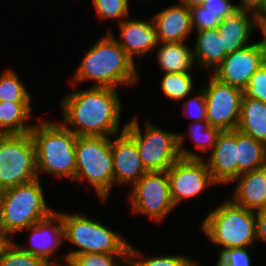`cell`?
I'll return each mask as SVG.
<instances>
[{
	"label": "cell",
	"mask_w": 266,
	"mask_h": 266,
	"mask_svg": "<svg viewBox=\"0 0 266 266\" xmlns=\"http://www.w3.org/2000/svg\"><path fill=\"white\" fill-rule=\"evenodd\" d=\"M256 28L258 26L253 8L241 7L232 16L223 19L217 29L222 37L225 52L229 54L247 47L252 32Z\"/></svg>",
	"instance_id": "obj_19"
},
{
	"label": "cell",
	"mask_w": 266,
	"mask_h": 266,
	"mask_svg": "<svg viewBox=\"0 0 266 266\" xmlns=\"http://www.w3.org/2000/svg\"><path fill=\"white\" fill-rule=\"evenodd\" d=\"M202 6L206 8V11L216 15L220 21L232 16L241 8L239 4H233L229 0H206Z\"/></svg>",
	"instance_id": "obj_35"
},
{
	"label": "cell",
	"mask_w": 266,
	"mask_h": 266,
	"mask_svg": "<svg viewBox=\"0 0 266 266\" xmlns=\"http://www.w3.org/2000/svg\"><path fill=\"white\" fill-rule=\"evenodd\" d=\"M243 96L266 102V63L251 76Z\"/></svg>",
	"instance_id": "obj_33"
},
{
	"label": "cell",
	"mask_w": 266,
	"mask_h": 266,
	"mask_svg": "<svg viewBox=\"0 0 266 266\" xmlns=\"http://www.w3.org/2000/svg\"><path fill=\"white\" fill-rule=\"evenodd\" d=\"M75 150L74 180H88L100 201H105L114 185L111 139L104 136H77Z\"/></svg>",
	"instance_id": "obj_7"
},
{
	"label": "cell",
	"mask_w": 266,
	"mask_h": 266,
	"mask_svg": "<svg viewBox=\"0 0 266 266\" xmlns=\"http://www.w3.org/2000/svg\"><path fill=\"white\" fill-rule=\"evenodd\" d=\"M135 62L124 52L110 30L84 55L72 82L95 81L93 87L117 89L118 85L135 84L138 71Z\"/></svg>",
	"instance_id": "obj_2"
},
{
	"label": "cell",
	"mask_w": 266,
	"mask_h": 266,
	"mask_svg": "<svg viewBox=\"0 0 266 266\" xmlns=\"http://www.w3.org/2000/svg\"><path fill=\"white\" fill-rule=\"evenodd\" d=\"M133 213L163 221L175 208L170 195L167 171L147 172L133 184L129 196Z\"/></svg>",
	"instance_id": "obj_10"
},
{
	"label": "cell",
	"mask_w": 266,
	"mask_h": 266,
	"mask_svg": "<svg viewBox=\"0 0 266 266\" xmlns=\"http://www.w3.org/2000/svg\"><path fill=\"white\" fill-rule=\"evenodd\" d=\"M261 0H240L239 6L243 8H255Z\"/></svg>",
	"instance_id": "obj_40"
},
{
	"label": "cell",
	"mask_w": 266,
	"mask_h": 266,
	"mask_svg": "<svg viewBox=\"0 0 266 266\" xmlns=\"http://www.w3.org/2000/svg\"><path fill=\"white\" fill-rule=\"evenodd\" d=\"M64 224L65 240L79 249L67 252L66 264L82 253L128 254L130 243L103 223L85 215L59 212Z\"/></svg>",
	"instance_id": "obj_8"
},
{
	"label": "cell",
	"mask_w": 266,
	"mask_h": 266,
	"mask_svg": "<svg viewBox=\"0 0 266 266\" xmlns=\"http://www.w3.org/2000/svg\"><path fill=\"white\" fill-rule=\"evenodd\" d=\"M0 266H51L44 259L23 250L19 244L10 239L0 254Z\"/></svg>",
	"instance_id": "obj_26"
},
{
	"label": "cell",
	"mask_w": 266,
	"mask_h": 266,
	"mask_svg": "<svg viewBox=\"0 0 266 266\" xmlns=\"http://www.w3.org/2000/svg\"><path fill=\"white\" fill-rule=\"evenodd\" d=\"M142 254L132 245L128 248V266H197V261L181 255H167L158 257L141 258ZM139 257L141 259H139Z\"/></svg>",
	"instance_id": "obj_29"
},
{
	"label": "cell",
	"mask_w": 266,
	"mask_h": 266,
	"mask_svg": "<svg viewBox=\"0 0 266 266\" xmlns=\"http://www.w3.org/2000/svg\"><path fill=\"white\" fill-rule=\"evenodd\" d=\"M219 256L234 266H251L252 262L245 247L224 249L219 253Z\"/></svg>",
	"instance_id": "obj_37"
},
{
	"label": "cell",
	"mask_w": 266,
	"mask_h": 266,
	"mask_svg": "<svg viewBox=\"0 0 266 266\" xmlns=\"http://www.w3.org/2000/svg\"><path fill=\"white\" fill-rule=\"evenodd\" d=\"M237 130L266 145V102L243 96Z\"/></svg>",
	"instance_id": "obj_22"
},
{
	"label": "cell",
	"mask_w": 266,
	"mask_h": 266,
	"mask_svg": "<svg viewBox=\"0 0 266 266\" xmlns=\"http://www.w3.org/2000/svg\"><path fill=\"white\" fill-rule=\"evenodd\" d=\"M122 259L120 263L116 261ZM128 254H107V253H82L75 255L69 262L68 266H128Z\"/></svg>",
	"instance_id": "obj_30"
},
{
	"label": "cell",
	"mask_w": 266,
	"mask_h": 266,
	"mask_svg": "<svg viewBox=\"0 0 266 266\" xmlns=\"http://www.w3.org/2000/svg\"><path fill=\"white\" fill-rule=\"evenodd\" d=\"M193 83L190 72L165 73L161 80V89L167 97L179 101L193 91Z\"/></svg>",
	"instance_id": "obj_28"
},
{
	"label": "cell",
	"mask_w": 266,
	"mask_h": 266,
	"mask_svg": "<svg viewBox=\"0 0 266 266\" xmlns=\"http://www.w3.org/2000/svg\"><path fill=\"white\" fill-rule=\"evenodd\" d=\"M120 100L118 90L109 87L68 92L60 104L64 116L61 124L77 136H117L126 127L125 124L119 132Z\"/></svg>",
	"instance_id": "obj_1"
},
{
	"label": "cell",
	"mask_w": 266,
	"mask_h": 266,
	"mask_svg": "<svg viewBox=\"0 0 266 266\" xmlns=\"http://www.w3.org/2000/svg\"><path fill=\"white\" fill-rule=\"evenodd\" d=\"M258 169L260 170V172L262 173V175L266 181V158Z\"/></svg>",
	"instance_id": "obj_44"
},
{
	"label": "cell",
	"mask_w": 266,
	"mask_h": 266,
	"mask_svg": "<svg viewBox=\"0 0 266 266\" xmlns=\"http://www.w3.org/2000/svg\"><path fill=\"white\" fill-rule=\"evenodd\" d=\"M37 178L36 148L30 132L0 135V191Z\"/></svg>",
	"instance_id": "obj_9"
},
{
	"label": "cell",
	"mask_w": 266,
	"mask_h": 266,
	"mask_svg": "<svg viewBox=\"0 0 266 266\" xmlns=\"http://www.w3.org/2000/svg\"><path fill=\"white\" fill-rule=\"evenodd\" d=\"M264 64V49L259 40V42L229 53L211 73L218 81L244 90L251 76Z\"/></svg>",
	"instance_id": "obj_13"
},
{
	"label": "cell",
	"mask_w": 266,
	"mask_h": 266,
	"mask_svg": "<svg viewBox=\"0 0 266 266\" xmlns=\"http://www.w3.org/2000/svg\"><path fill=\"white\" fill-rule=\"evenodd\" d=\"M202 231L213 244L224 249L247 248L256 240V212L235 204L231 199L208 213Z\"/></svg>",
	"instance_id": "obj_6"
},
{
	"label": "cell",
	"mask_w": 266,
	"mask_h": 266,
	"mask_svg": "<svg viewBox=\"0 0 266 266\" xmlns=\"http://www.w3.org/2000/svg\"><path fill=\"white\" fill-rule=\"evenodd\" d=\"M206 0H180L181 4L185 5L187 8L191 9L195 6L202 5Z\"/></svg>",
	"instance_id": "obj_41"
},
{
	"label": "cell",
	"mask_w": 266,
	"mask_h": 266,
	"mask_svg": "<svg viewBox=\"0 0 266 266\" xmlns=\"http://www.w3.org/2000/svg\"><path fill=\"white\" fill-rule=\"evenodd\" d=\"M97 15L101 19H119L121 23L129 15L128 0H92Z\"/></svg>",
	"instance_id": "obj_32"
},
{
	"label": "cell",
	"mask_w": 266,
	"mask_h": 266,
	"mask_svg": "<svg viewBox=\"0 0 266 266\" xmlns=\"http://www.w3.org/2000/svg\"><path fill=\"white\" fill-rule=\"evenodd\" d=\"M208 157L205 162L217 184L235 182L237 178L236 130L221 131Z\"/></svg>",
	"instance_id": "obj_16"
},
{
	"label": "cell",
	"mask_w": 266,
	"mask_h": 266,
	"mask_svg": "<svg viewBox=\"0 0 266 266\" xmlns=\"http://www.w3.org/2000/svg\"><path fill=\"white\" fill-rule=\"evenodd\" d=\"M142 133L137 118L126 123L125 132L136 142L145 169L148 172L167 171L180 158L202 159L198 153L182 148L185 135L164 131L147 122Z\"/></svg>",
	"instance_id": "obj_4"
},
{
	"label": "cell",
	"mask_w": 266,
	"mask_h": 266,
	"mask_svg": "<svg viewBox=\"0 0 266 266\" xmlns=\"http://www.w3.org/2000/svg\"><path fill=\"white\" fill-rule=\"evenodd\" d=\"M30 134L36 148L37 175L49 173L74 180L76 172L75 143L77 135L61 122L41 120L34 124Z\"/></svg>",
	"instance_id": "obj_3"
},
{
	"label": "cell",
	"mask_w": 266,
	"mask_h": 266,
	"mask_svg": "<svg viewBox=\"0 0 266 266\" xmlns=\"http://www.w3.org/2000/svg\"><path fill=\"white\" fill-rule=\"evenodd\" d=\"M31 111L30 102L0 101V135L29 133L34 126L26 122Z\"/></svg>",
	"instance_id": "obj_23"
},
{
	"label": "cell",
	"mask_w": 266,
	"mask_h": 266,
	"mask_svg": "<svg viewBox=\"0 0 266 266\" xmlns=\"http://www.w3.org/2000/svg\"><path fill=\"white\" fill-rule=\"evenodd\" d=\"M258 28L266 27V0H261L254 8Z\"/></svg>",
	"instance_id": "obj_39"
},
{
	"label": "cell",
	"mask_w": 266,
	"mask_h": 266,
	"mask_svg": "<svg viewBox=\"0 0 266 266\" xmlns=\"http://www.w3.org/2000/svg\"><path fill=\"white\" fill-rule=\"evenodd\" d=\"M192 51L195 63L200 68L208 67L214 70L228 55L223 49L222 37H220L217 28L198 31Z\"/></svg>",
	"instance_id": "obj_21"
},
{
	"label": "cell",
	"mask_w": 266,
	"mask_h": 266,
	"mask_svg": "<svg viewBox=\"0 0 266 266\" xmlns=\"http://www.w3.org/2000/svg\"><path fill=\"white\" fill-rule=\"evenodd\" d=\"M44 196L39 178L0 191V228L9 239L54 212Z\"/></svg>",
	"instance_id": "obj_5"
},
{
	"label": "cell",
	"mask_w": 266,
	"mask_h": 266,
	"mask_svg": "<svg viewBox=\"0 0 266 266\" xmlns=\"http://www.w3.org/2000/svg\"><path fill=\"white\" fill-rule=\"evenodd\" d=\"M215 266H234L226 261H224L220 256L218 258L217 264Z\"/></svg>",
	"instance_id": "obj_45"
},
{
	"label": "cell",
	"mask_w": 266,
	"mask_h": 266,
	"mask_svg": "<svg viewBox=\"0 0 266 266\" xmlns=\"http://www.w3.org/2000/svg\"><path fill=\"white\" fill-rule=\"evenodd\" d=\"M27 230H30L28 239V248L20 245L26 252L44 259L51 266H61V264L52 262L51 256L54 251L62 245L65 240V229L58 211L52 212L48 217L37 223L30 225Z\"/></svg>",
	"instance_id": "obj_14"
},
{
	"label": "cell",
	"mask_w": 266,
	"mask_h": 266,
	"mask_svg": "<svg viewBox=\"0 0 266 266\" xmlns=\"http://www.w3.org/2000/svg\"><path fill=\"white\" fill-rule=\"evenodd\" d=\"M118 25L120 37L114 38L133 62L134 56L141 58L159 44L152 17L149 21L126 18Z\"/></svg>",
	"instance_id": "obj_17"
},
{
	"label": "cell",
	"mask_w": 266,
	"mask_h": 266,
	"mask_svg": "<svg viewBox=\"0 0 266 266\" xmlns=\"http://www.w3.org/2000/svg\"><path fill=\"white\" fill-rule=\"evenodd\" d=\"M157 58L164 73L190 72L195 64L193 51L184 42H163Z\"/></svg>",
	"instance_id": "obj_24"
},
{
	"label": "cell",
	"mask_w": 266,
	"mask_h": 266,
	"mask_svg": "<svg viewBox=\"0 0 266 266\" xmlns=\"http://www.w3.org/2000/svg\"><path fill=\"white\" fill-rule=\"evenodd\" d=\"M27 87L20 81L14 70H5L0 74L1 102H30Z\"/></svg>",
	"instance_id": "obj_27"
},
{
	"label": "cell",
	"mask_w": 266,
	"mask_h": 266,
	"mask_svg": "<svg viewBox=\"0 0 266 266\" xmlns=\"http://www.w3.org/2000/svg\"><path fill=\"white\" fill-rule=\"evenodd\" d=\"M184 106L187 113L186 117L194 118L195 121L193 122L206 121V102L203 88L199 90L196 96L187 100Z\"/></svg>",
	"instance_id": "obj_36"
},
{
	"label": "cell",
	"mask_w": 266,
	"mask_h": 266,
	"mask_svg": "<svg viewBox=\"0 0 266 266\" xmlns=\"http://www.w3.org/2000/svg\"><path fill=\"white\" fill-rule=\"evenodd\" d=\"M190 15L192 28L194 29L196 27L197 31L217 28L221 22L216 18V15L206 11V8L202 5L192 7L190 9Z\"/></svg>",
	"instance_id": "obj_34"
},
{
	"label": "cell",
	"mask_w": 266,
	"mask_h": 266,
	"mask_svg": "<svg viewBox=\"0 0 266 266\" xmlns=\"http://www.w3.org/2000/svg\"><path fill=\"white\" fill-rule=\"evenodd\" d=\"M256 240L266 243V210L256 211Z\"/></svg>",
	"instance_id": "obj_38"
},
{
	"label": "cell",
	"mask_w": 266,
	"mask_h": 266,
	"mask_svg": "<svg viewBox=\"0 0 266 266\" xmlns=\"http://www.w3.org/2000/svg\"><path fill=\"white\" fill-rule=\"evenodd\" d=\"M114 183L132 185L148 171L142 164L136 142L124 131L113 141L111 139Z\"/></svg>",
	"instance_id": "obj_15"
},
{
	"label": "cell",
	"mask_w": 266,
	"mask_h": 266,
	"mask_svg": "<svg viewBox=\"0 0 266 266\" xmlns=\"http://www.w3.org/2000/svg\"><path fill=\"white\" fill-rule=\"evenodd\" d=\"M170 195L176 207L184 199L200 194L210 185H216L207 167L205 159H178L167 170Z\"/></svg>",
	"instance_id": "obj_12"
},
{
	"label": "cell",
	"mask_w": 266,
	"mask_h": 266,
	"mask_svg": "<svg viewBox=\"0 0 266 266\" xmlns=\"http://www.w3.org/2000/svg\"><path fill=\"white\" fill-rule=\"evenodd\" d=\"M10 239L3 233V231L0 228V254L4 247V245L9 241Z\"/></svg>",
	"instance_id": "obj_43"
},
{
	"label": "cell",
	"mask_w": 266,
	"mask_h": 266,
	"mask_svg": "<svg viewBox=\"0 0 266 266\" xmlns=\"http://www.w3.org/2000/svg\"><path fill=\"white\" fill-rule=\"evenodd\" d=\"M158 43L186 42L193 31L190 9L178 3L163 9L152 17Z\"/></svg>",
	"instance_id": "obj_18"
},
{
	"label": "cell",
	"mask_w": 266,
	"mask_h": 266,
	"mask_svg": "<svg viewBox=\"0 0 266 266\" xmlns=\"http://www.w3.org/2000/svg\"><path fill=\"white\" fill-rule=\"evenodd\" d=\"M206 102V121L221 131L236 130L243 90L218 81L213 76L203 85Z\"/></svg>",
	"instance_id": "obj_11"
},
{
	"label": "cell",
	"mask_w": 266,
	"mask_h": 266,
	"mask_svg": "<svg viewBox=\"0 0 266 266\" xmlns=\"http://www.w3.org/2000/svg\"><path fill=\"white\" fill-rule=\"evenodd\" d=\"M190 129L191 139L200 151L212 150L221 130L210 126L207 121L192 122Z\"/></svg>",
	"instance_id": "obj_31"
},
{
	"label": "cell",
	"mask_w": 266,
	"mask_h": 266,
	"mask_svg": "<svg viewBox=\"0 0 266 266\" xmlns=\"http://www.w3.org/2000/svg\"><path fill=\"white\" fill-rule=\"evenodd\" d=\"M237 177L257 170L266 158V145L236 129Z\"/></svg>",
	"instance_id": "obj_25"
},
{
	"label": "cell",
	"mask_w": 266,
	"mask_h": 266,
	"mask_svg": "<svg viewBox=\"0 0 266 266\" xmlns=\"http://www.w3.org/2000/svg\"><path fill=\"white\" fill-rule=\"evenodd\" d=\"M259 30L261 31L263 35V39H261V43L263 45L264 57H265V63H266V27H260Z\"/></svg>",
	"instance_id": "obj_42"
},
{
	"label": "cell",
	"mask_w": 266,
	"mask_h": 266,
	"mask_svg": "<svg viewBox=\"0 0 266 266\" xmlns=\"http://www.w3.org/2000/svg\"><path fill=\"white\" fill-rule=\"evenodd\" d=\"M232 201L252 211L266 210V181L259 169L241 173Z\"/></svg>",
	"instance_id": "obj_20"
}]
</instances>
